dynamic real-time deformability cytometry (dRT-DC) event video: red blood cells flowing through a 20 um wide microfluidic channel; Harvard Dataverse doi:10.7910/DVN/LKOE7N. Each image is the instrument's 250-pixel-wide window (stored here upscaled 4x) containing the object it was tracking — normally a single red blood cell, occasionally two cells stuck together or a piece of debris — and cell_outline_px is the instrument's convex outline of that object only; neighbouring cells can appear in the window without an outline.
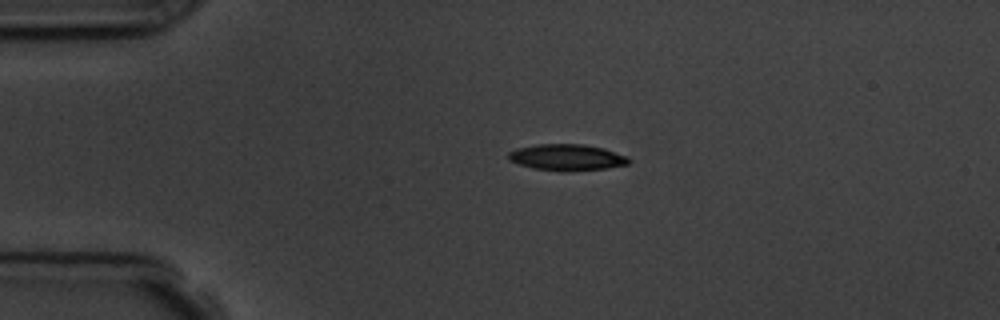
{"species": "common noctule bat (a hibernating species)", "species_latin": "Nyctalus noctula", "temperature_condition": "room temperature", "stored_images_in_passage": 3, "camera_frame_rate_fps": 3000, "um_per_image_px": 0.085, "animal": {"sex": "male", "body_mass_g": 19.5, "forearm_length_mm": 54.6}, "frame": {"image": 1, "passage_image": 2, "time_ms": 1.0, "image_size_px": [1000, 320], "cell_outline_px": [[632, 160], [628, 164], [604, 168], [560, 172], [532, 168], [508, 160], [508, 152], [516, 148], [536, 144], [584, 144], [604, 148], [628, 156]], "centroid_in_image_um": [48.18, 13.37], "position_along_channel_um": 36.8, "area_um2": 18.61}}